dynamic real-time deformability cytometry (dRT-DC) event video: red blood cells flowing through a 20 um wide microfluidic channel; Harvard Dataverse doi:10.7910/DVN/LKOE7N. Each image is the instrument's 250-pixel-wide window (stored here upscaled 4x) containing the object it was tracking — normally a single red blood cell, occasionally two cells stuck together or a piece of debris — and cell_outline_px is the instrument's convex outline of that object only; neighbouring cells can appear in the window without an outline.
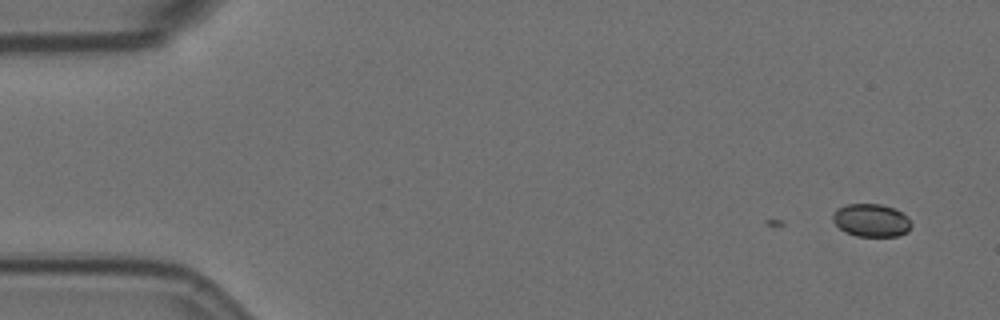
{"species": "Egyptian fruit bat (a non-hibernating species)", "species_latin": "Rousettus aegyptiacus", "temperature_condition": "room temperature", "stored_images_in_passage": 6, "camera_frame_rate_fps": 3000, "um_per_image_px": 0.085, "animal": {"sex": "female"}, "frame": {"image": 1, "passage_image": 1, "time_ms": 0.0, "image_size_px": [1000, 320], "cell_outline_px": [[912, 224], [908, 232], [896, 236], [856, 236], [840, 228], [832, 220], [832, 216], [836, 208], [848, 204], [880, 204], [896, 208], [908, 216]], "centroid_in_image_um": [74.09, 18.71], "position_along_channel_um": 10.9, "area_um2": 15.14}}